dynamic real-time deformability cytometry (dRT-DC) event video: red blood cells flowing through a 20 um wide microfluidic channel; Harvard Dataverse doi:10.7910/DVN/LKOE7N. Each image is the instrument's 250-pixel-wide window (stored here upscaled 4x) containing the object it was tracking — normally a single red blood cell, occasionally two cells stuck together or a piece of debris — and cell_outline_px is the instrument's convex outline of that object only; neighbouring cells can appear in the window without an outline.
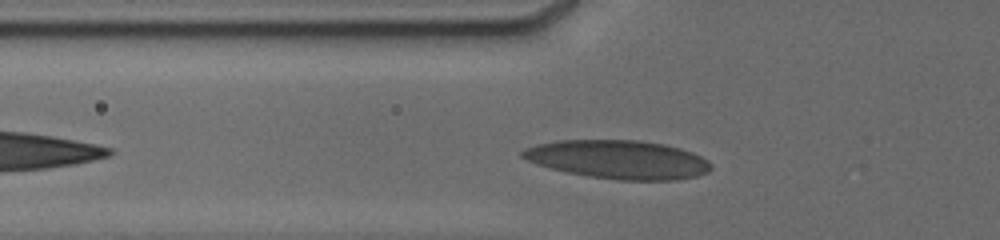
{"species": "human", "species_latin": "Homo sapiens", "temperature_condition": "cold", "stored_images_in_passage": 12, "camera_frame_rate_fps": 3000, "um_per_image_px": 0.085, "donor": {"sex": "male"}, "frame": {"image": 1, "passage_image": 3, "time_ms": 0.333, "image_size_px": [1000, 240], "cell_outline_px": [[712, 168], [708, 172], [696, 176], [676, 180], [616, 180], [588, 176], [568, 172], [536, 164], [520, 156], [520, 152], [524, 148], [536, 144], [560, 140], [636, 140], [664, 144], [680, 148], [692, 152], [708, 160], [712, 164]], "centroid_in_image_um": [52.56, 13.56], "position_along_channel_um": 73.2, "area_um2": 42.43}}
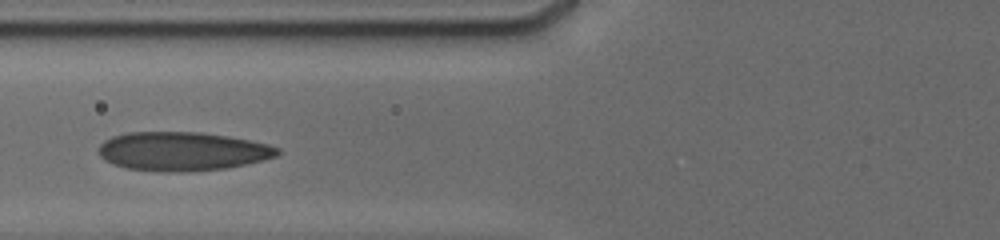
{"frame": {"image": 2, "passage_image": 11, "time_ms": 1.333, "image_size_px": [1000, 240], "cell_outline_px": [[280, 152], [276, 156], [264, 160], [228, 168], [188, 172], [160, 172], [124, 168], [112, 164], [104, 160], [100, 156], [100, 144], [104, 140], [112, 136], [128, 132], [200, 132], [228, 136], [268, 144], [280, 148]], "centroid_in_image_um": [15.49, 12.87], "position_along_channel_um": 110.3, "area_um2": 40.81}}